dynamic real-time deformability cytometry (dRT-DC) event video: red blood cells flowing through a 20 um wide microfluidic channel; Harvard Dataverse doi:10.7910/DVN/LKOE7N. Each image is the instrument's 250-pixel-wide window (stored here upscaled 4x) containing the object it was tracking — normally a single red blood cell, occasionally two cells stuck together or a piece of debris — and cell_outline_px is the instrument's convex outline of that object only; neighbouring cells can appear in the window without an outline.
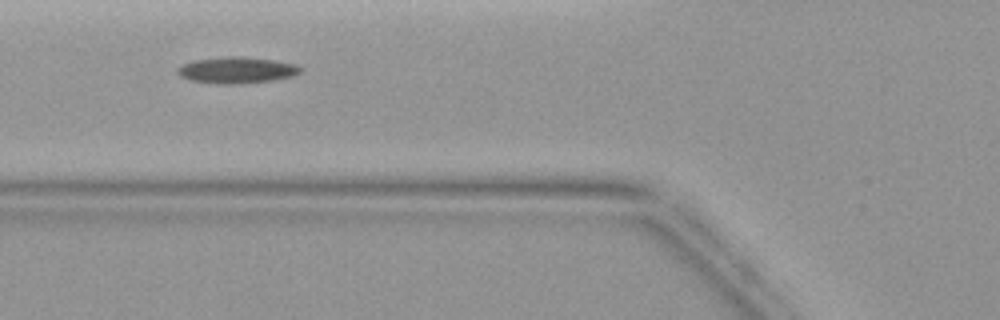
{"species": "common noctule bat (a hibernating species)", "species_latin": "Nyctalus noctula", "temperature_condition": "warm", "stored_images_in_passage": 4, "camera_frame_rate_fps": 3000, "um_per_image_px": 0.085, "animal": {"sex": "female", "body_mass_g": 19.9}, "frame": {"image": 1, "passage_image": 4, "time_ms": 3.667, "image_size_px": [1000, 320], "cell_outline_px": [[300, 72], [292, 76], [272, 80], [240, 84], [220, 84], [188, 80], [180, 76], [176, 72], [176, 68], [180, 64], [196, 60], [228, 56], [236, 56], [272, 60], [292, 64], [300, 68]], "centroid_in_image_um": [20.02, 5.97], "position_along_channel_um": 105.8, "area_um2": 18.67}}